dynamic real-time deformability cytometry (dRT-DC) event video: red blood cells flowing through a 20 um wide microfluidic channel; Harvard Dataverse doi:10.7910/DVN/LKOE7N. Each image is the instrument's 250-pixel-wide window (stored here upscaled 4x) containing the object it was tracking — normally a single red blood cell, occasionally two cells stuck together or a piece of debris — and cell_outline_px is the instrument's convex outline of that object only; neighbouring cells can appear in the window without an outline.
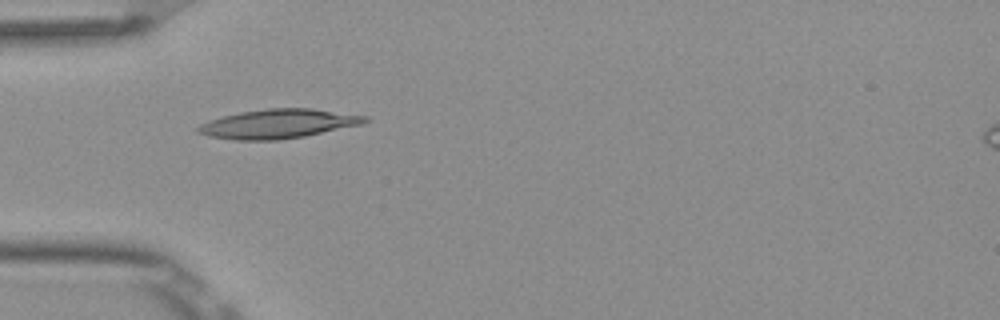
{"species": "Egyptian fruit bat (a non-hibernating species)", "species_latin": "Rousettus aegyptiacus", "temperature_condition": "room temperature", "stored_images_in_passage": 6, "camera_frame_rate_fps": 3000, "um_per_image_px": 0.085, "frame": {"image": 1, "passage_image": 5, "time_ms": 1.333, "image_size_px": [1000, 320], "cell_outline_px": [[368, 120], [360, 124], [304, 136], [280, 140], [232, 140], [208, 136], [196, 132], [196, 128], [200, 124], [208, 120], [240, 112], [268, 108], [312, 108], [368, 116]], "centroid_in_image_um": [23.59, 10.52], "position_along_channel_um": 61.4, "area_um2": 28.26}}
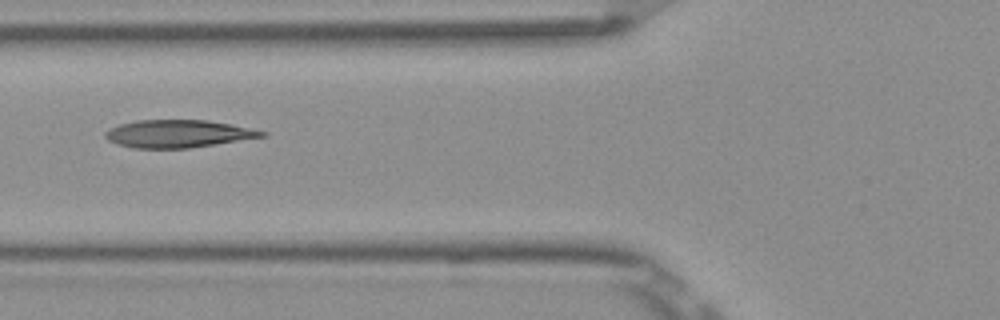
{"frame": {"image": 2, "passage_image": 6, "time_ms": 1.667, "image_size_px": [1000, 320], "cell_outline_px": [[268, 136], [188, 148], [132, 148], [116, 144], [108, 140], [104, 136], [104, 132], [108, 128], [120, 124], [136, 120], [208, 120], [232, 124], [268, 132]], "centroid_in_image_um": [15.12, 11.36], "position_along_channel_um": 110.7, "area_um2": 25.37}}